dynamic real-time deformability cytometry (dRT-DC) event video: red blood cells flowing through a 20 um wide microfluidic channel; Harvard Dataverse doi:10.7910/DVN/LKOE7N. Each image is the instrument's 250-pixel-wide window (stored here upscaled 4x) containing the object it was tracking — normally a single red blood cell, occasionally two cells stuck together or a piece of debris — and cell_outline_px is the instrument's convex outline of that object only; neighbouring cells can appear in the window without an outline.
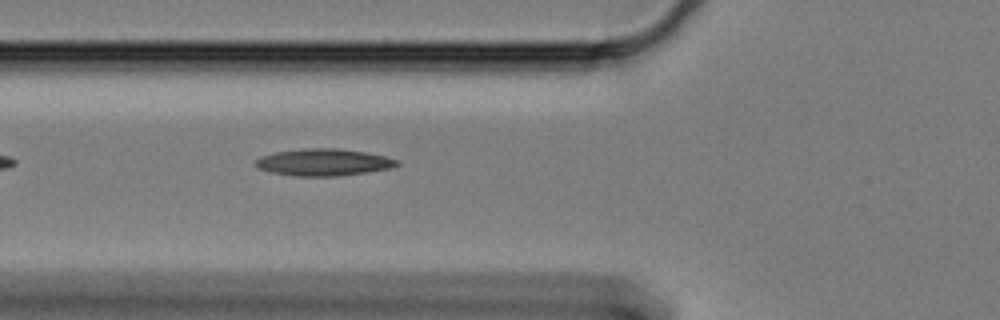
{"species": "Egyptian fruit bat (a non-hibernating species)", "species_latin": "Rousettus aegyptiacus", "temperature_condition": "cold", "stored_images_in_passage": 26, "camera_frame_rate_fps": 3000, "um_per_image_px": 0.085, "animal": {"sex": "female"}, "frame": {"image": 1, "passage_image": 3, "time_ms": 0.667, "image_size_px": [1000, 320], "cell_outline_px": [[400, 164], [388, 168], [364, 172], [336, 176], [296, 176], [272, 172], [256, 168], [256, 160], [260, 156], [276, 152], [304, 148], [340, 148], [364, 152], [384, 156], [400, 160]], "centroid_in_image_um": [27.48, 13.78], "position_along_channel_um": 98.3, "area_um2": 22.02}}
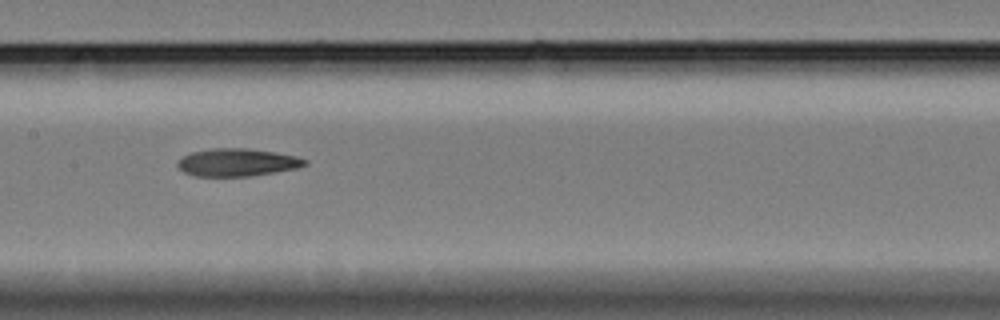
{"frame": {"image": 2, "passage_image": 11, "time_ms": 3.333, "image_size_px": [1000, 320], "cell_outline_px": [[308, 164], [296, 168], [248, 176], [196, 176], [184, 172], [176, 164], [176, 160], [192, 152], [212, 148], [248, 148], [296, 156], [308, 160]], "centroid_in_image_um": [20.13, 13.79], "position_along_channel_um": 187.3, "area_um2": 20.35}}
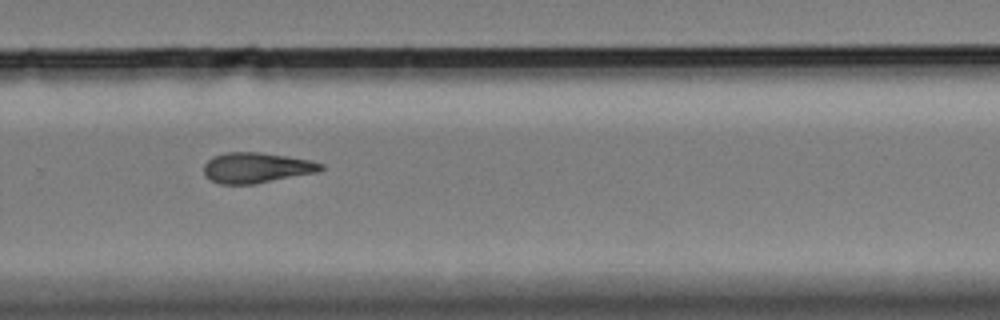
{"frame": {"image": 3, "passage_image": 22, "time_ms": 7.0, "image_size_px": [1000, 320], "cell_outline_px": [[324, 168], [320, 172], [256, 184], [220, 184], [204, 176], [204, 164], [212, 156], [224, 152], [260, 152], [308, 160], [324, 164]], "centroid_in_image_um": [21.79, 14.26], "position_along_channel_um": 308.0, "area_um2": 20.92}}